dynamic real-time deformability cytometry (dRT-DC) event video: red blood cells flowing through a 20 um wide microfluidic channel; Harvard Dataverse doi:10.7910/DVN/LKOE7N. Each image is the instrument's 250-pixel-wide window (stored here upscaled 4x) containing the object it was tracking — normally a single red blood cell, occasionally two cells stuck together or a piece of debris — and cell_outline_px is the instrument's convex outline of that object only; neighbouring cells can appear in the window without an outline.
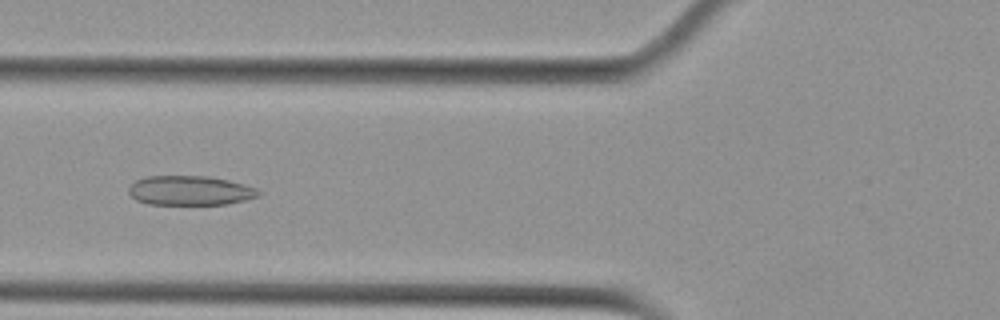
{"species": "Egyptian fruit bat (a non-hibernating species)", "species_latin": "Rousettus aegyptiacus", "temperature_condition": "cold", "stored_images_in_passage": 45, "camera_frame_rate_fps": 3000, "um_per_image_px": 0.085, "animal": {"sex": "female"}, "frame": {"image": 1, "passage_image": 12, "time_ms": 3.667, "image_size_px": [1000, 320], "cell_outline_px": [[260, 196], [228, 204], [148, 204], [136, 200], [128, 192], [128, 188], [136, 180], [148, 176], [208, 176], [228, 180], [244, 184], [256, 188], [260, 192]], "centroid_in_image_um": [16.16, 16.19], "position_along_channel_um": 109.6, "area_um2": 22.25}}
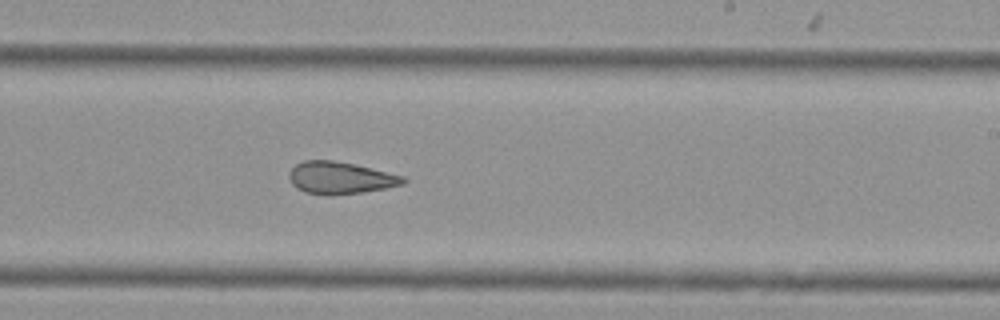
{"frame": {"image": 2, "passage_image": 24, "time_ms": 7.667, "image_size_px": [1000, 320], "cell_outline_px": [[408, 180], [404, 184], [384, 188], [360, 192], [332, 196], [328, 196], [304, 192], [296, 188], [292, 184], [288, 176], [288, 172], [296, 164], [304, 160], [332, 160], [352, 164], [404, 176]], "centroid_in_image_um": [28.88, 15.13], "position_along_channel_um": 260.1, "area_um2": 21.33}}
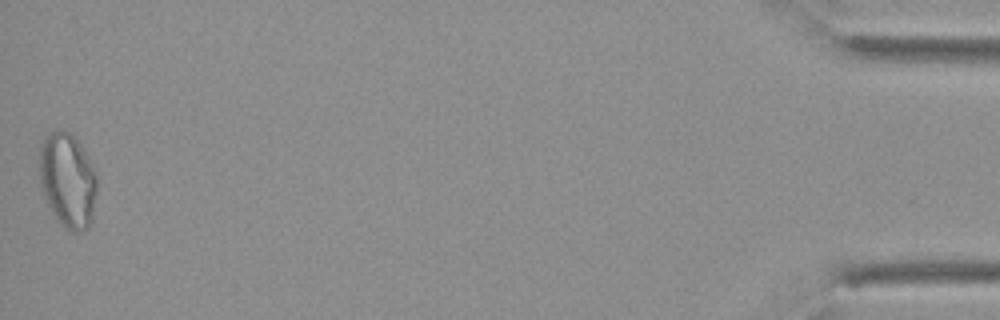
{"frame": {"image": 3, "passage_image": 45, "time_ms": 14.667, "image_size_px": [1000, 320], "cell_outline_px": [[96, 192], [92, 220], [88, 228], [76, 232], [72, 232], [56, 220], [44, 196], [40, 180], [40, 148], [44, 136], [56, 128], [60, 128], [68, 132], [80, 144], [92, 164], [96, 172]], "centroid_in_image_um": [5.75, 15.31], "position_along_channel_um": 429.4, "area_um2": 31.73}, "authors_computed_cell_mechanics": {"area_um2": 23.5824, "velocity_mm_per_s": 3.7651, "shape_relaxation_time_tau1_ms": null, "shape_relaxation_time_tau2_ms": 2.696, "deformation_change_tau1": null, "deformation_change_tau2": 0.1088}}